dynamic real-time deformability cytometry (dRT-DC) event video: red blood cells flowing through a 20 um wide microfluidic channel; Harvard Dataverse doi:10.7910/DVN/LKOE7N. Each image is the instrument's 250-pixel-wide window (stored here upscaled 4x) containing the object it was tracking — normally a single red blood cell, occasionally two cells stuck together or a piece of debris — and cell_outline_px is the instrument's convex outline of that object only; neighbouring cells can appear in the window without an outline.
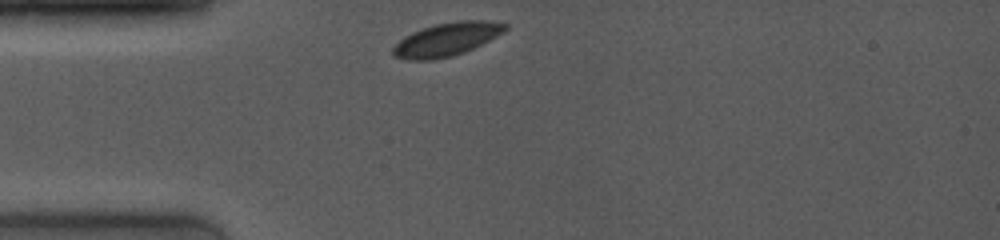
{"species": "common noctule bat (a hibernating species)", "species_latin": "Nyctalus noctula", "temperature_condition": "room temperature", "stored_images_in_passage": 38, "camera_frame_rate_fps": 4000, "um_per_image_px": 0.085, "animal": {"sex": "female", "body_mass_g": 19.0, "forearm_length_mm": 53.3}, "frame": {"image": 1, "passage_image": 1, "time_ms": 0.0, "image_size_px": [1000, 240], "cell_outline_px": [[508, 28], [504, 32], [464, 52], [452, 56], [432, 60], [404, 60], [396, 56], [392, 52], [392, 48], [404, 36], [412, 32], [436, 24], [460, 20], [484, 20], [508, 24]], "centroid_in_image_um": [37.96, 3.34], "position_along_channel_um": 47.0, "area_um2": 21.56}}
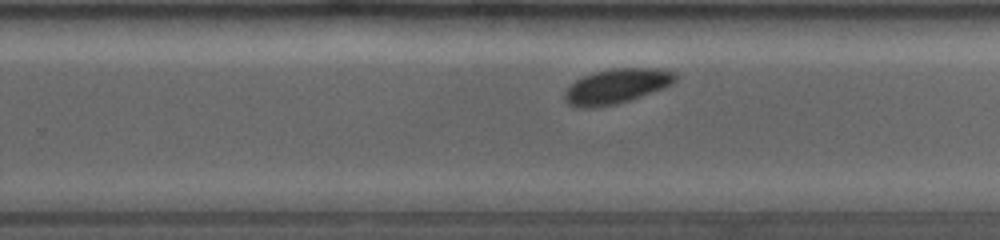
{"frame": {"image": 2, "passage_image": 26, "time_ms": 6.25, "image_size_px": [1000, 240], "cell_outline_px": [[676, 80], [672, 84], [664, 88], [616, 104], [596, 108], [576, 108], [568, 104], [564, 100], [564, 92], [576, 80], [592, 72], [612, 68], [660, 68], [676, 72]], "centroid_in_image_um": [52.4, 7.33], "position_along_channel_um": 277.4, "area_um2": 22.6}}
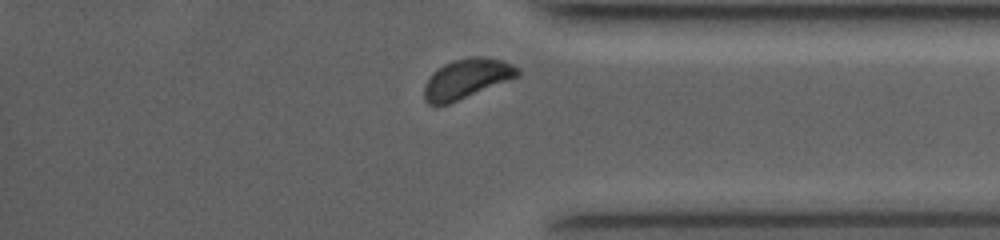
{"frame": {"image": 3, "passage_image": 35, "time_ms": 9.25, "image_size_px": [1000, 240], "cell_outline_px": [[520, 76], [448, 104], [428, 104], [424, 100], [424, 84], [432, 72], [436, 68], [452, 60], [472, 56], [484, 56], [504, 60], [520, 68]], "centroid_in_image_um": [39.67, 6.66], "position_along_channel_um": 395.5, "area_um2": 21.85}}